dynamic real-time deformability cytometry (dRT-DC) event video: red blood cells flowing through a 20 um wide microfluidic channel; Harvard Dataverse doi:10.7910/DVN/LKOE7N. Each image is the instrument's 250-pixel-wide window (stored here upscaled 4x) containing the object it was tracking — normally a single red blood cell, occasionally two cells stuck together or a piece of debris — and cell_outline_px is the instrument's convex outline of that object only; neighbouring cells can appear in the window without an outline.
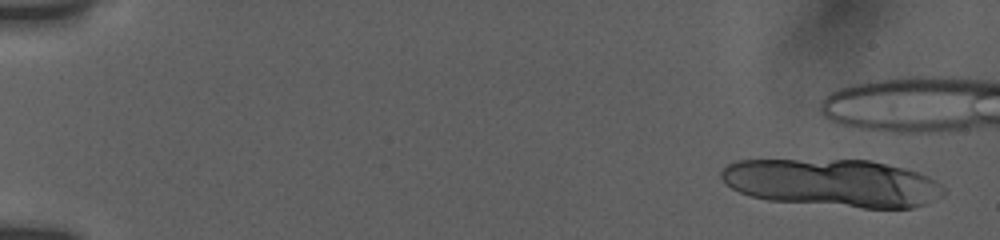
{"species": "human", "species_latin": "Homo sapiens", "temperature_condition": "room temperature", "stored_images_in_passage": 16, "camera_frame_rate_fps": 3000, "um_per_image_px": 0.085, "donor": {"sex": "female"}, "frame": {"image": 1, "passage_image": 2, "time_ms": 0.333, "image_size_px": [1000, 240], "cell_outline_px": [[944, 196], [924, 204], [912, 208], [864, 208], [768, 200], [752, 196], [740, 192], [724, 184], [720, 176], [720, 172], [728, 164], [736, 160], [872, 160], [904, 168], [928, 176], [940, 184], [944, 188]], "centroid_in_image_um": [70.76, 15.55], "position_along_channel_um": 14.2, "area_um2": 62.02}}
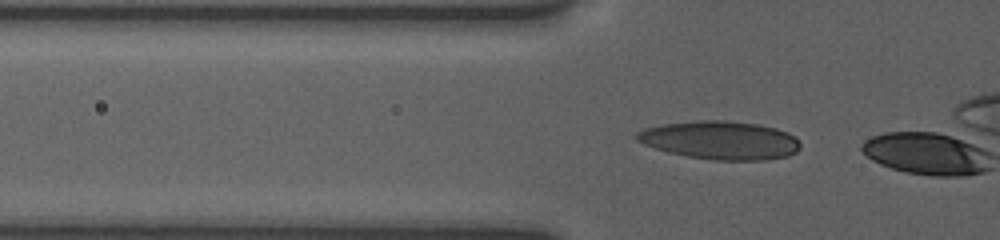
{"frame": {"image": 2, "passage_image": 14, "time_ms": 5.0, "image_size_px": [1000, 240], "cell_outline_px": [[800, 148], [796, 152], [788, 156], [764, 160], [716, 160], [688, 156], [668, 152], [644, 144], [636, 140], [636, 132], [644, 128], [664, 124], [704, 120], [720, 120], [756, 124], [776, 128], [788, 132], [800, 144]], "centroid_in_image_um": [61.22, 11.92], "position_along_channel_um": 64.6, "area_um2": 36.18}}